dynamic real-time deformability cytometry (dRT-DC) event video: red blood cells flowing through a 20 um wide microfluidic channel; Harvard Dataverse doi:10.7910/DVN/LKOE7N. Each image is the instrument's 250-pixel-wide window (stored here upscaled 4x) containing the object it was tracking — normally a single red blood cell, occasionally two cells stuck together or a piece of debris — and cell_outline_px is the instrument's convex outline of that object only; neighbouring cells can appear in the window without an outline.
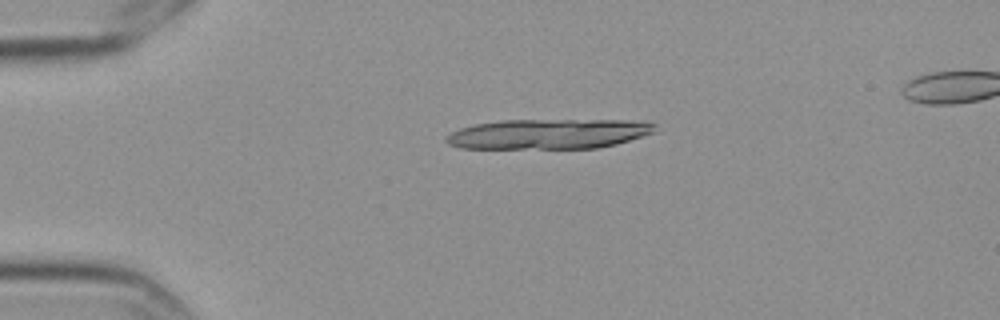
{"species": "Egyptian fruit bat (a non-hibernating species)", "species_latin": "Rousettus aegyptiacus", "temperature_condition": "cold", "stored_images_in_passage": 4, "segment_of_instrument_passage": [1, 2], "camera_frame_rate_fps": 3000, "um_per_image_px": 0.085, "frame": {"image": 1, "passage_image": 1, "time_ms": 0.0, "image_size_px": [1000, 320], "cell_outline_px": [[656, 132], [616, 144], [596, 148], [460, 148], [448, 144], [444, 140], [452, 132], [460, 128], [472, 124], [500, 120], [652, 120], [656, 124]], "centroid_in_image_um": [46.69, 11.37], "position_along_channel_um": 38.3, "area_um2": 36.88}}